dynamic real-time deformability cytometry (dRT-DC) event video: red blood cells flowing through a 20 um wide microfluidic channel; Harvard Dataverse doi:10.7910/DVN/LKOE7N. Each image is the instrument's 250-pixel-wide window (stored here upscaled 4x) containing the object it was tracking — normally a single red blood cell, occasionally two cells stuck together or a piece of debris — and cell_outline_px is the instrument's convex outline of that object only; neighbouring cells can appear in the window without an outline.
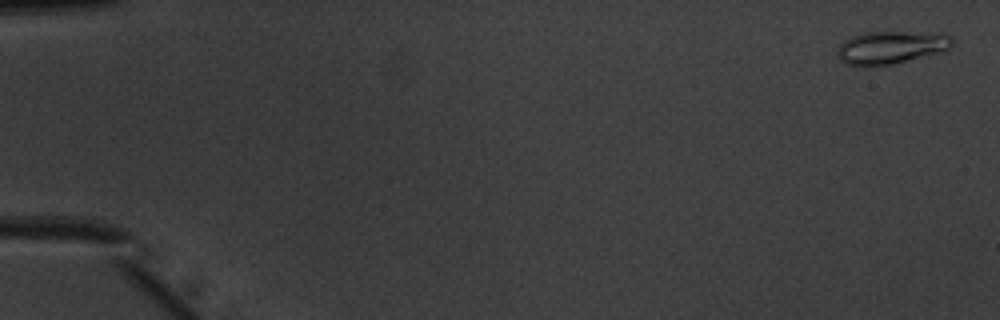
{"species": "common noctule bat (a hibernating species)", "species_latin": "Nyctalus noctula", "temperature_condition": "warm", "stored_images_in_passage": 52, "camera_frame_rate_fps": 3000, "um_per_image_px": 0.085, "animal": {"sex": "male", "body_mass_g": 20.1, "forearm_length_mm": 53.5}, "frame": {"image": 1, "passage_image": 2, "time_ms": 0.333, "image_size_px": [1000, 320], "cell_outline_px": [[952, 44], [948, 48], [936, 52], [892, 64], [868, 68], [864, 68], [844, 64], [836, 56], [836, 52], [840, 44], [844, 40], [852, 36], [864, 32], [904, 32], [952, 36]], "centroid_in_image_um": [75.55, 4.07], "position_along_channel_um": 9.5, "area_um2": 21.73}}
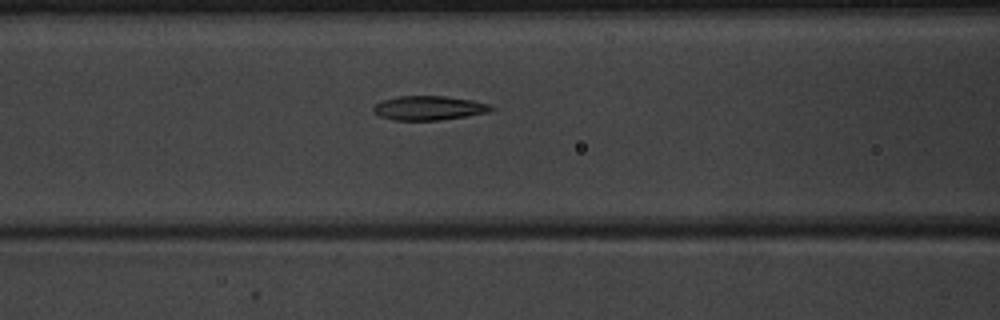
{"frame": {"image": 2, "passage_image": 23, "time_ms": 7.333, "image_size_px": [1000, 320], "cell_outline_px": [[496, 108], [488, 112], [440, 120], [392, 120], [380, 116], [372, 108], [376, 104], [384, 100], [396, 96], [444, 96], [472, 100], [488, 104]], "centroid_in_image_um": [36.45, 9.18], "position_along_channel_um": 130.1, "area_um2": 16.42}}
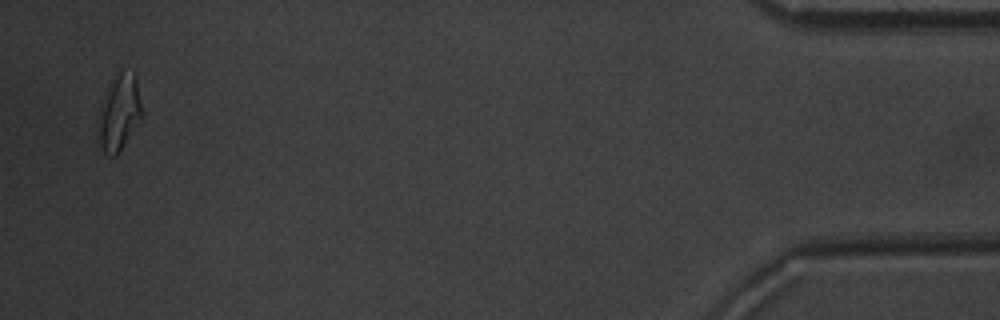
{"frame": {"image": 3, "passage_image": 51, "time_ms": 16.667, "image_size_px": [1000, 320], "cell_outline_px": [[144, 116], [116, 156], [112, 156], [104, 152], [96, 140], [96, 120], [100, 104], [112, 84], [120, 72], [136, 76], [144, 112]], "centroid_in_image_um": [10.12, 9.69], "position_along_channel_um": 425.1, "area_um2": 19.48}, "authors_computed_cell_mechanics": {"area_um2": 17.3689, "velocity_mm_per_s": 3.9811, "shape_relaxation_time_tau1_ms": 7.0373, "shape_relaxation_time_tau2_ms": 2.0416, "deformation_change_tau1": 0.2106, "deformation_change_tau2": 0.0856}}